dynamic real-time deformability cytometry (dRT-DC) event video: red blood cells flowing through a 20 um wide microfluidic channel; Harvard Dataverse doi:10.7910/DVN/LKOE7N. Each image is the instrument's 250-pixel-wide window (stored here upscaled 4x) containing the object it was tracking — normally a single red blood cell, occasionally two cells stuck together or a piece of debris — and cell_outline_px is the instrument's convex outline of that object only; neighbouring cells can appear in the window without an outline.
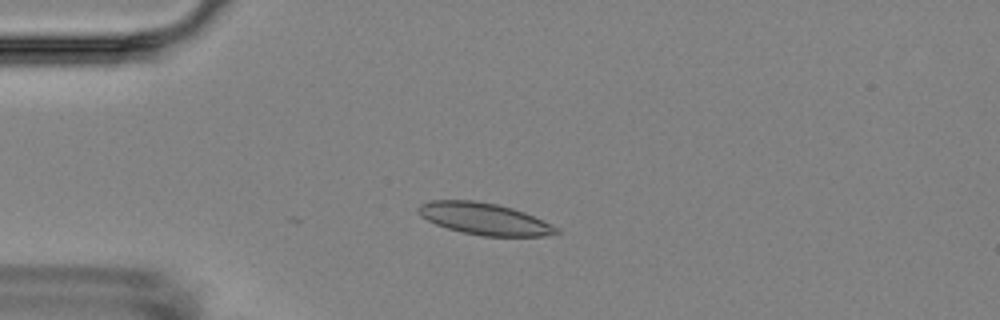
{"species": "Egyptian fruit bat (a non-hibernating species)", "species_latin": "Rousettus aegyptiacus", "temperature_condition": "room temperature", "stored_images_in_passage": 4, "camera_frame_rate_fps": 3000, "um_per_image_px": 0.085, "animal": {"sex": "female"}, "frame": {"image": 1, "passage_image": 4, "time_ms": 3.667, "image_size_px": [1000, 320], "cell_outline_px": [[560, 232], [544, 236], [484, 236], [460, 232], [436, 224], [420, 216], [416, 208], [420, 204], [432, 200], [476, 200], [496, 204], [512, 208], [524, 212], [552, 224], [560, 228]], "centroid_in_image_um": [41.17, 18.6], "position_along_channel_um": 43.8, "area_um2": 25.61}}